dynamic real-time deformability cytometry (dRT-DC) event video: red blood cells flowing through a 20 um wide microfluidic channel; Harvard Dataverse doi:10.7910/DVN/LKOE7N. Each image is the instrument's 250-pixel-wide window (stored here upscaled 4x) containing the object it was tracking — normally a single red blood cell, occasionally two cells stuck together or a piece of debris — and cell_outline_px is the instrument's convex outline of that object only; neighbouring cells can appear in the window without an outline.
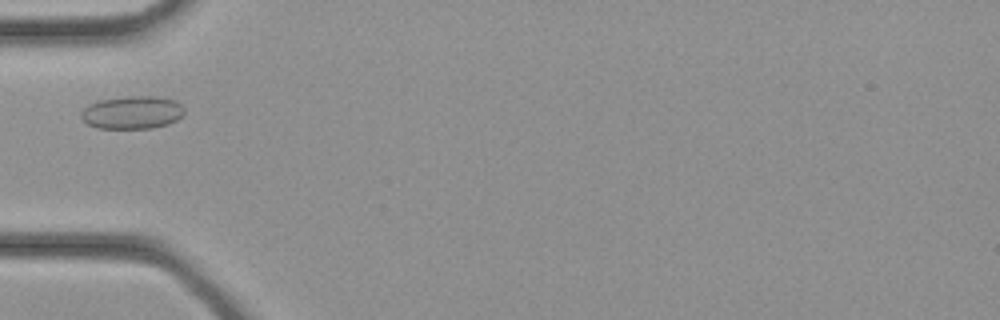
{"species": "common noctule bat (a hibernating species)", "species_latin": "Nyctalus noctula", "temperature_condition": "cold", "stored_images_in_passage": 23, "camera_frame_rate_fps": 3000, "um_per_image_px": 0.085, "animal": {"sex": "female", "body_mass_g": 21.9}, "frame": {"image": 1, "passage_image": 1, "time_ms": 0.0, "image_size_px": [1000, 320], "cell_outline_px": [[184, 112], [176, 120], [168, 124], [152, 128], [96, 128], [88, 124], [80, 116], [80, 112], [88, 104], [100, 100], [132, 96], [152, 96], [176, 100], [184, 108]], "centroid_in_image_um": [11.22, 9.56], "position_along_channel_um": 73.8, "area_um2": 19.71}}
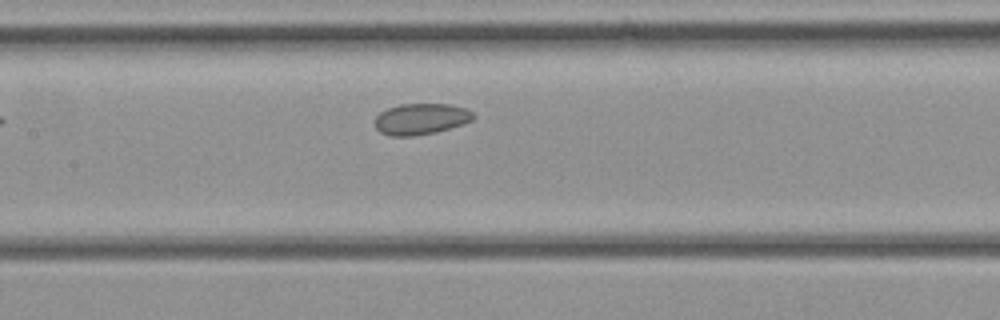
{"frame": {"image": 2, "passage_image": 6, "time_ms": 1.667, "image_size_px": [1000, 320], "cell_outline_px": [[476, 116], [472, 120], [464, 124], [436, 132], [412, 136], [388, 136], [380, 132], [376, 128], [376, 116], [380, 112], [388, 108], [400, 104], [452, 104], [468, 108]], "centroid_in_image_um": [35.81, 10.11], "position_along_channel_um": 171.6, "area_um2": 18.03}}
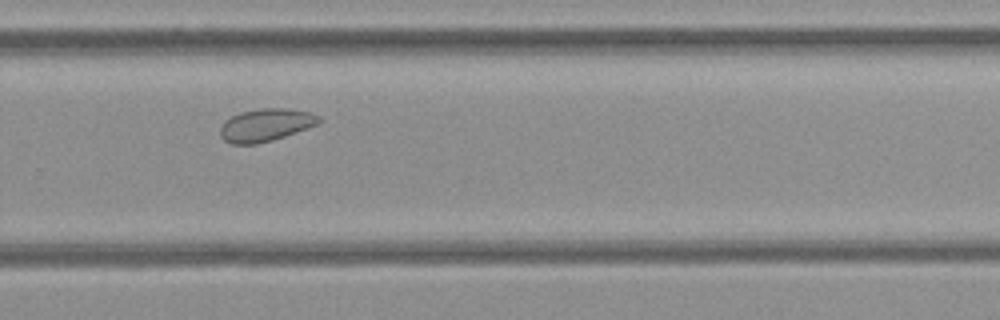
{"frame": {"image": 3, "passage_image": 13, "time_ms": 4.0, "image_size_px": [1000, 320], "cell_outline_px": [[320, 124], [272, 140], [256, 144], [232, 144], [224, 140], [220, 136], [220, 128], [224, 120], [240, 112], [260, 108], [288, 108], [308, 112], [320, 116]], "centroid_in_image_um": [22.57, 10.62], "position_along_channel_um": 307.2, "area_um2": 18.84}}